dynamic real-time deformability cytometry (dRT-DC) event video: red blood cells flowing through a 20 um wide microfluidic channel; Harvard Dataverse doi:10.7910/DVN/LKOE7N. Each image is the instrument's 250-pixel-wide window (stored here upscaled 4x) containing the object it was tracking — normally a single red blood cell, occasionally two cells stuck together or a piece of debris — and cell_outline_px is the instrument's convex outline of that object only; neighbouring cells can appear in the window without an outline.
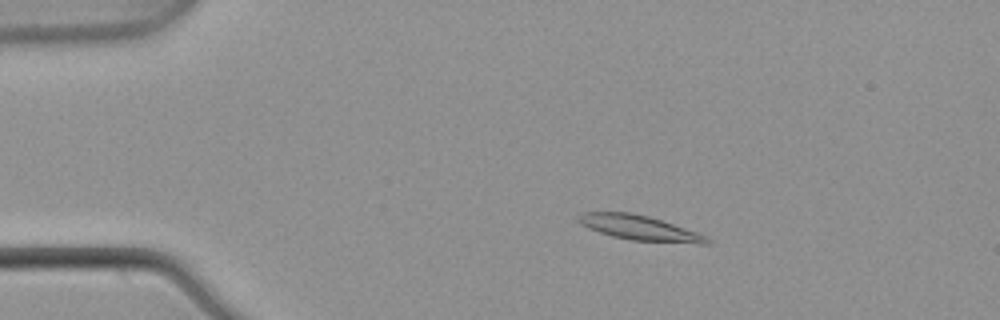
{"species": "common noctule bat (a hibernating species)", "species_latin": "Nyctalus noctula", "temperature_condition": "warm", "stored_images_in_passage": 54, "camera_frame_rate_fps": 3000, "um_per_image_px": 0.085, "animal": {"sex": "male", "body_mass_g": 21.5, "forearm_length_mm": 52.0}, "frame": {"image": 1, "passage_image": 11, "time_ms": 3.333, "image_size_px": [1000, 320], "cell_outline_px": [[712, 244], [696, 244], [632, 240], [612, 236], [588, 228], [580, 224], [576, 220], [576, 216], [584, 212], [632, 212], [648, 216], [708, 236], [712, 240]], "centroid_in_image_um": [54.37, 19.38], "position_along_channel_um": 30.6, "area_um2": 18.73}}
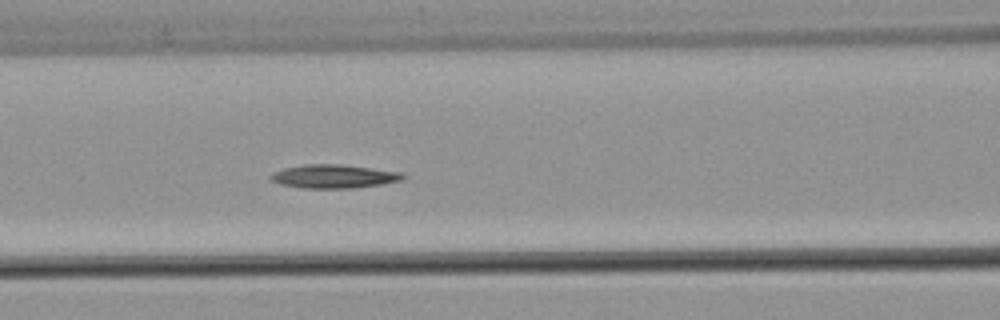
{"frame": {"image": 2, "passage_image": 24, "time_ms": 7.667, "image_size_px": [1000, 320], "cell_outline_px": [[408, 176], [404, 180], [380, 184], [352, 188], [304, 188], [280, 184], [268, 180], [268, 176], [272, 172], [284, 168], [304, 164], [340, 164], [400, 172]], "centroid_in_image_um": [28.33, 14.99], "position_along_channel_um": 138.3, "area_um2": 18.26}}
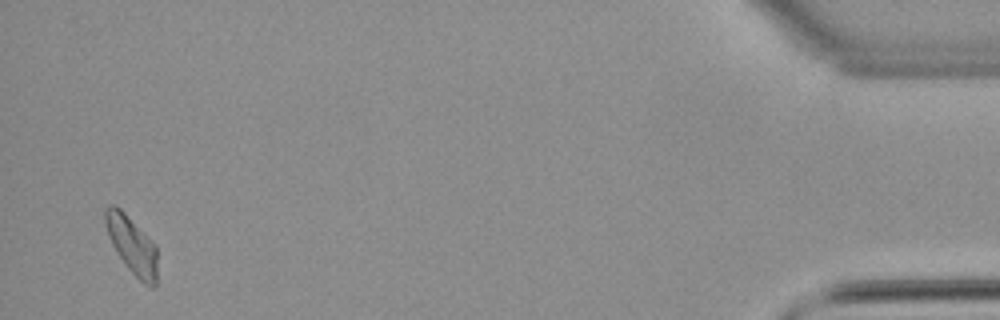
{"frame": {"image": 3, "passage_image": 53, "time_ms": 17.333, "image_size_px": [1000, 320], "cell_outline_px": [[156, 288], [148, 288], [128, 268], [116, 252], [108, 236], [104, 224], [104, 208], [108, 204], [116, 204], [156, 244]], "centroid_in_image_um": [11.19, 20.8], "position_along_channel_um": 424.0, "area_um2": 17.63}}